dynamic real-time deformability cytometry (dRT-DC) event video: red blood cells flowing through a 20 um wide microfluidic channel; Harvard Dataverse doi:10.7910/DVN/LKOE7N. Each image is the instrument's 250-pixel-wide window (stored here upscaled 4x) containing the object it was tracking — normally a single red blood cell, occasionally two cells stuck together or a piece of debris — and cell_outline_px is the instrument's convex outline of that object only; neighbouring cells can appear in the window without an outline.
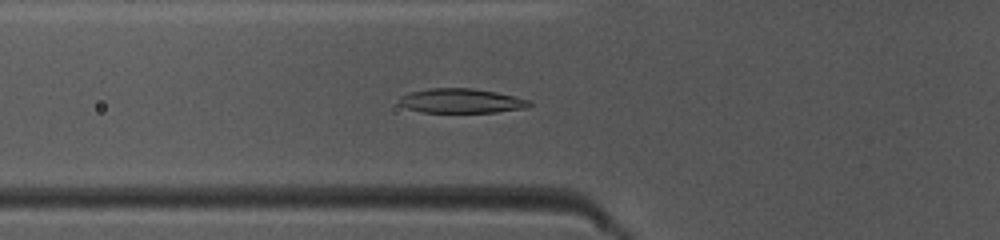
{"species": "common noctule bat (a hibernating species)", "species_latin": "Nyctalus noctula", "temperature_condition": "warm", "stored_images_in_passage": 40, "camera_frame_rate_fps": 3000, "um_per_image_px": 0.085, "animal": {"sex": "female", "body_mass_g": 10.0, "forearm_length_mm": 53.1}, "frame": {"image": 1, "passage_image": 13, "time_ms": 4.0, "image_size_px": [1000, 240], "cell_outline_px": [[532, 104], [528, 108], [496, 112], [424, 112], [408, 108], [400, 104], [396, 100], [400, 96], [408, 92], [428, 88], [472, 88], [496, 92], [528, 100]], "centroid_in_image_um": [39.17, 8.56], "position_along_channel_um": 86.6, "area_um2": 18.55}}
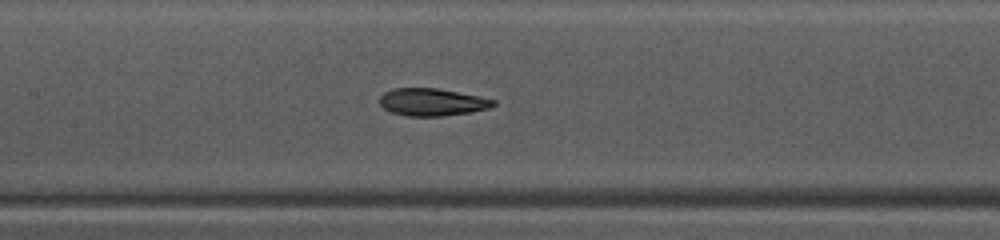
{"frame": {"image": 2, "passage_image": 19, "time_ms": 6.0, "image_size_px": [1000, 240], "cell_outline_px": [[496, 104], [488, 108], [468, 112], [440, 116], [408, 116], [392, 112], [384, 108], [380, 104], [380, 96], [384, 92], [392, 88], [436, 88], [480, 96], [496, 100]], "centroid_in_image_um": [36.71, 8.67], "position_along_channel_um": 170.7, "area_um2": 18.03}}
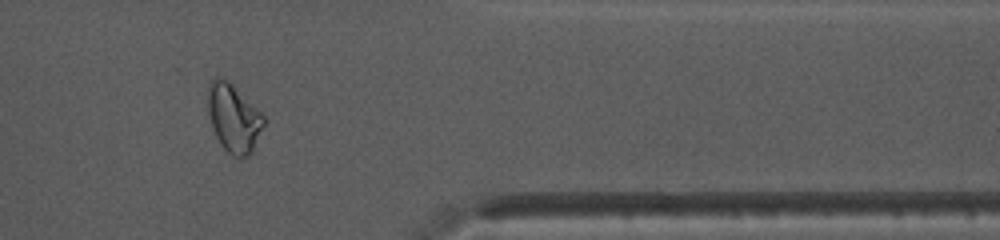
{"frame": {"image": 3, "passage_image": 36, "time_ms": 11.667, "image_size_px": [1000, 240], "cell_outline_px": [[264, 124], [252, 152], [248, 156], [232, 156], [224, 148], [216, 136], [212, 128], [208, 112], [208, 84], [216, 76], [220, 76], [228, 80], [264, 116]], "centroid_in_image_um": [19.84, 10.02], "position_along_channel_um": 391.6, "area_um2": 21.91}, "authors_computed_cell_mechanics": {"area_um2": 18.8717, "velocity_mm_per_s": 4.1404, "shape_relaxation_time_tau1_ms": 6.4704, "shape_relaxation_time_tau2_ms": 1.0601, "deformation_change_tau1": 0.2151, "deformation_change_tau2": 0.0592}}